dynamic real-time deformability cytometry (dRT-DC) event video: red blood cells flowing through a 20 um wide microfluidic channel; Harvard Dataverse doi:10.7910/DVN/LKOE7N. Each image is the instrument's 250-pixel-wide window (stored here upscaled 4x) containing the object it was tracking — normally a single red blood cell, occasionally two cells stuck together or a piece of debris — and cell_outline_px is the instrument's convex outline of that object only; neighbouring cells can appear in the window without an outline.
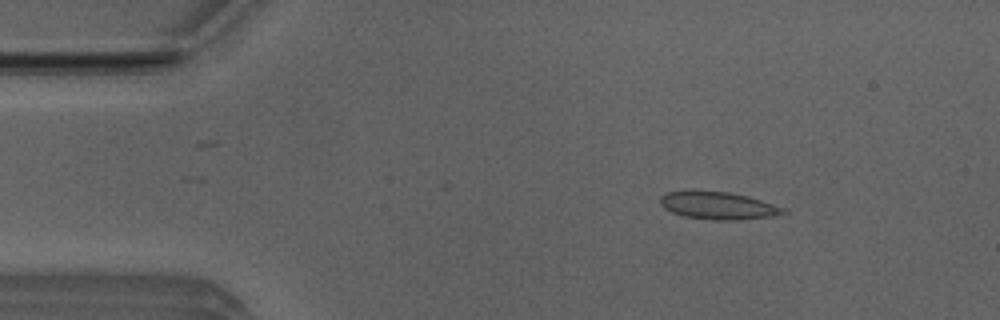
{"species": "Egyptian fruit bat (a non-hibernating species)", "species_latin": "Rousettus aegyptiacus", "temperature_condition": "room temperature", "stored_images_in_passage": 5, "camera_frame_rate_fps": 3000, "um_per_image_px": 0.085, "animal": {"sex": "male"}, "frame": {"image": 1, "passage_image": 2, "time_ms": 0.333, "image_size_px": [1000, 320], "cell_outline_px": [[788, 212], [776, 216], [736, 220], [712, 220], [684, 216], [672, 212], [664, 208], [660, 204], [660, 196], [664, 192], [728, 192], [748, 196], [788, 208]], "centroid_in_image_um": [61.11, 17.5], "position_along_channel_um": 23.9, "area_um2": 19.65}}